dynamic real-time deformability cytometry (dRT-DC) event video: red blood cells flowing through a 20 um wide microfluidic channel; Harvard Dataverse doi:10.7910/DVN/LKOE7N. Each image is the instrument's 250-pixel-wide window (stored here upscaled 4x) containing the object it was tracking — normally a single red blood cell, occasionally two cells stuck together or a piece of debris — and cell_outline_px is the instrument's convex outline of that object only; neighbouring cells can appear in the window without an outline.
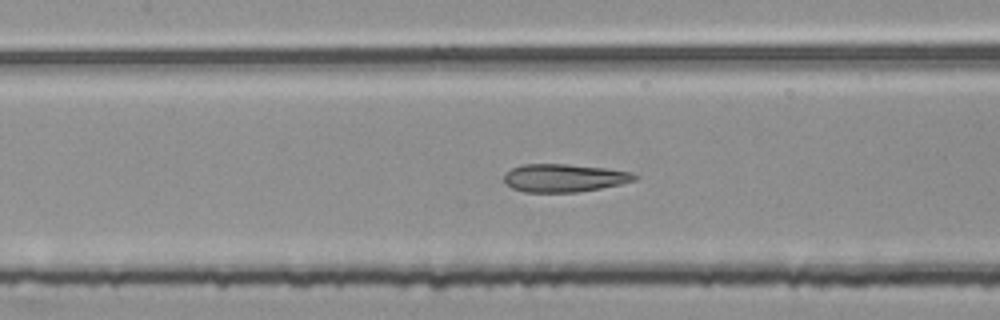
{"species": "common noctule bat (a hibernating species)", "species_latin": "Nyctalus noctula", "temperature_condition": "room temperature", "stored_images_in_passage": 43, "camera_frame_rate_fps": 3000, "um_per_image_px": 0.085, "animal": {"sex": "female", "body_mass_g": 25.1}, "frame": {"image": 1, "passage_image": 15, "time_ms": 4.667, "image_size_px": [1000, 320], "cell_outline_px": [[640, 176], [636, 180], [620, 184], [580, 192], [524, 192], [512, 188], [504, 184], [504, 176], [512, 168], [524, 164], [568, 164], [604, 168], [636, 172]], "centroid_in_image_um": [47.99, 15.12], "position_along_channel_um": 159.4, "area_um2": 21.44}}
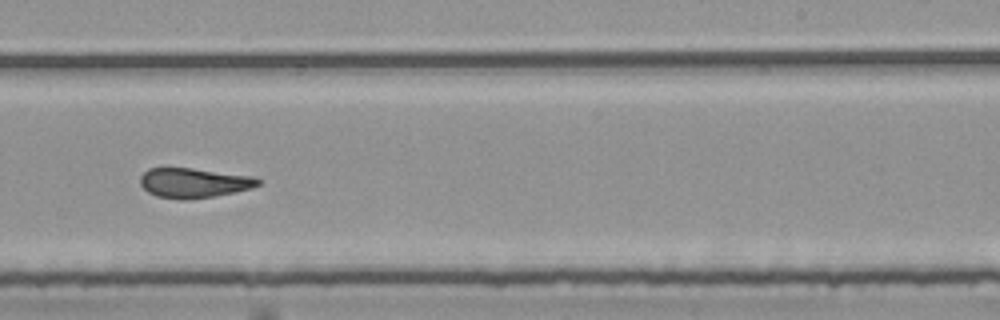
{"frame": {"image": 2, "passage_image": 24, "time_ms": 7.667, "image_size_px": [1000, 320], "cell_outline_px": [[264, 180], [260, 184], [252, 188], [236, 192], [188, 200], [180, 200], [156, 196], [148, 192], [140, 184], [140, 176], [148, 168], [192, 168], [252, 176]], "centroid_in_image_um": [16.49, 15.55], "position_along_channel_um": 272.5, "area_um2": 20.58}}
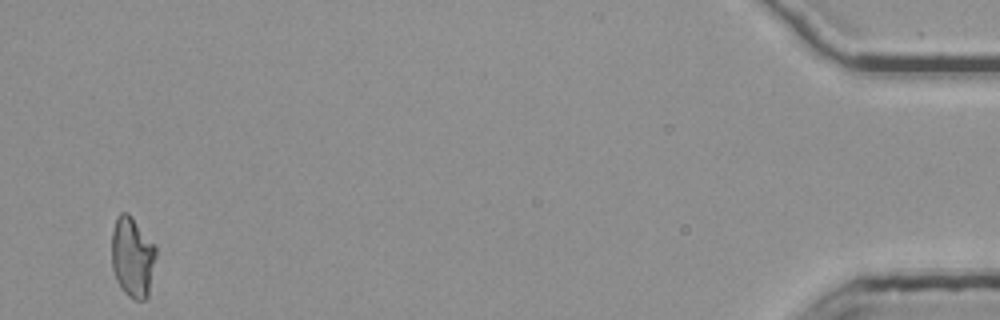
{"frame": {"image": 3, "passage_image": 43, "time_ms": 14.0, "image_size_px": [1000, 320], "cell_outline_px": [[156, 256], [148, 296], [144, 300], [136, 300], [128, 296], [124, 292], [116, 280], [112, 268], [112, 232], [116, 216], [120, 212], [128, 212], [132, 216], [156, 244]], "centroid_in_image_um": [11.26, 21.81], "position_along_channel_um": 423.9, "area_um2": 21.1}, "authors_computed_cell_mechanics": {"area_um2": 21.097, "velocity_mm_per_s": 3.7878, "shape_relaxation_time_tau1_ms": null, "shape_relaxation_time_tau2_ms": 1.1964, "deformation_change_tau1": null, "deformation_change_tau2": 0.1009}}